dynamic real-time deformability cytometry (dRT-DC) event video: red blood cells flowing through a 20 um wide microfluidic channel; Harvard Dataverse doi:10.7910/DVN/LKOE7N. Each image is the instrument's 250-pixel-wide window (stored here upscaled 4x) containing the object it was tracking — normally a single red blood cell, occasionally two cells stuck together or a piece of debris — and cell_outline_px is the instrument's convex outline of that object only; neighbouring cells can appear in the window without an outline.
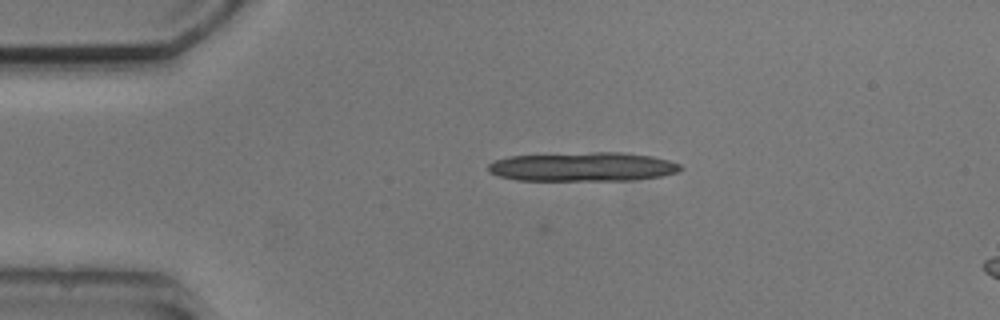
{"species": "common noctule bat (a hibernating species)", "species_latin": "Nyctalus noctula", "temperature_condition": "cold", "stored_images_in_passage": 6, "camera_frame_rate_fps": 3000, "um_per_image_px": 0.085, "animal": {"sex": "male", "body_mass_g": 20.5, "forearm_length_mm": 52.5}, "frame": {"image": 1, "passage_image": 4, "time_ms": 3.667, "image_size_px": [1000, 320], "cell_outline_px": [[684, 168], [680, 172], [660, 176], [636, 180], [516, 180], [500, 176], [488, 172], [488, 164], [496, 160], [508, 156], [592, 152], [620, 152], [652, 156], [668, 160], [680, 164]], "centroid_in_image_um": [49.57, 14.18], "position_along_channel_um": 35.4, "area_um2": 32.66}}